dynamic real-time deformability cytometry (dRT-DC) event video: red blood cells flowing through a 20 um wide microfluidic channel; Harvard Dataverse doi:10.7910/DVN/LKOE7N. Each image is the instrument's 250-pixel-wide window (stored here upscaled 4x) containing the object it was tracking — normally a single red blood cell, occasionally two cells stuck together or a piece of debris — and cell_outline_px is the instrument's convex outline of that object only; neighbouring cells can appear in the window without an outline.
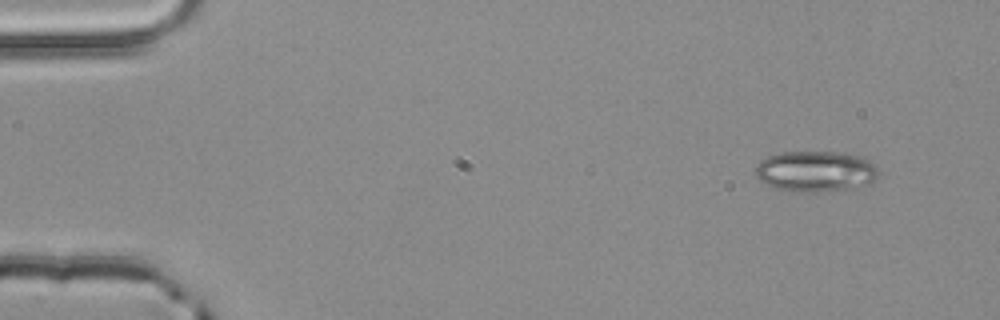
{"species": "common noctule bat (a hibernating species)", "species_latin": "Nyctalus noctula", "temperature_condition": "room temperature", "stored_images_in_passage": 5, "camera_frame_rate_fps": 3000, "um_per_image_px": 0.085, "animal": {"sex": "male", "body_mass_g": 20.4}, "frame": {"image": 1, "passage_image": 1, "time_ms": 0.0, "image_size_px": [1000, 320], "cell_outline_px": [[876, 180], [872, 184], [852, 188], [812, 192], [792, 192], [776, 188], [760, 180], [756, 176], [756, 164], [760, 160], [768, 156], [780, 152], [844, 152], [864, 156], [876, 164]], "centroid_in_image_um": [69.36, 14.55], "position_along_channel_um": 15.6, "area_um2": 29.59}}
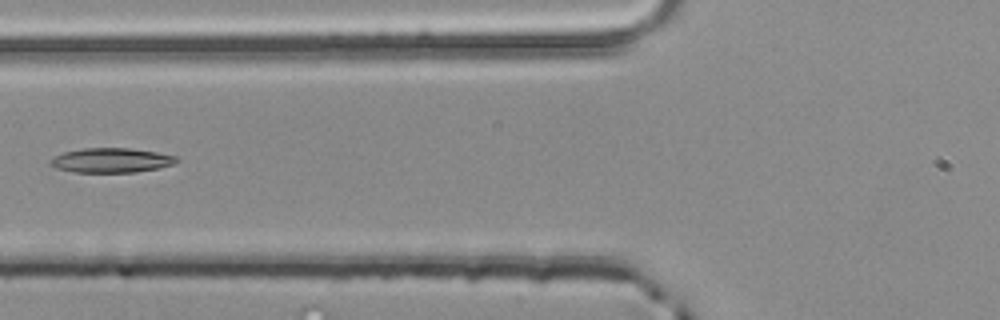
{"frame": {"image": 2, "passage_image": 5, "time_ms": 1.333, "image_size_px": [1000, 320], "cell_outline_px": [[180, 160], [176, 164], [160, 168], [136, 172], [72, 172], [56, 168], [48, 164], [48, 160], [64, 152], [84, 148], [128, 148], [156, 152], [176, 156]], "centroid_in_image_um": [9.47, 13.63], "position_along_channel_um": 116.3, "area_um2": 18.21}}